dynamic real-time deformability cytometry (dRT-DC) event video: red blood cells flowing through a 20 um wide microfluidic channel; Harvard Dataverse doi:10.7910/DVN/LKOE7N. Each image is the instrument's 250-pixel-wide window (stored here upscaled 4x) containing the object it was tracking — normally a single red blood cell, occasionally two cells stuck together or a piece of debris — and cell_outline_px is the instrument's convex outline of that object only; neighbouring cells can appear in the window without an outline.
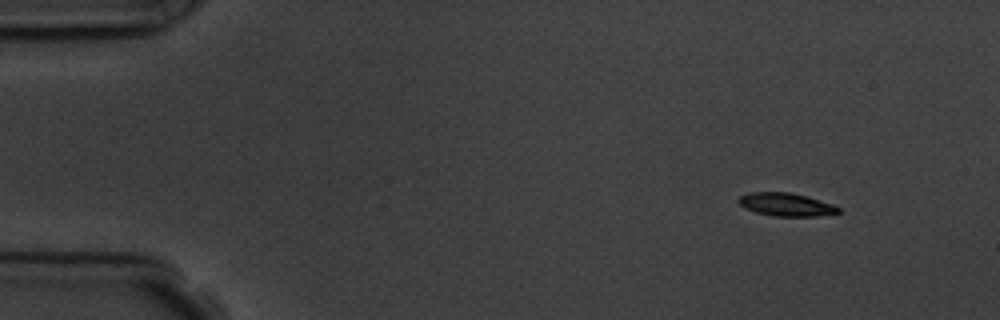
{"species": "common noctule bat (a hibernating species)", "species_latin": "Nyctalus noctula", "temperature_condition": "room temperature", "stored_images_in_passage": 3, "camera_frame_rate_fps": 3000, "um_per_image_px": 0.085, "animal": {"sex": "male", "body_mass_g": 19.5, "forearm_length_mm": 54.6}, "frame": {"image": 1, "passage_image": 1, "time_ms": 0.0, "image_size_px": [1000, 320], "cell_outline_px": [[840, 212], [816, 216], [772, 216], [756, 212], [744, 208], [736, 200], [740, 196], [748, 192], [792, 192], [808, 196], [832, 204], [840, 208]], "centroid_in_image_um": [66.79, 17.37], "position_along_channel_um": 18.2, "area_um2": 13.53}}